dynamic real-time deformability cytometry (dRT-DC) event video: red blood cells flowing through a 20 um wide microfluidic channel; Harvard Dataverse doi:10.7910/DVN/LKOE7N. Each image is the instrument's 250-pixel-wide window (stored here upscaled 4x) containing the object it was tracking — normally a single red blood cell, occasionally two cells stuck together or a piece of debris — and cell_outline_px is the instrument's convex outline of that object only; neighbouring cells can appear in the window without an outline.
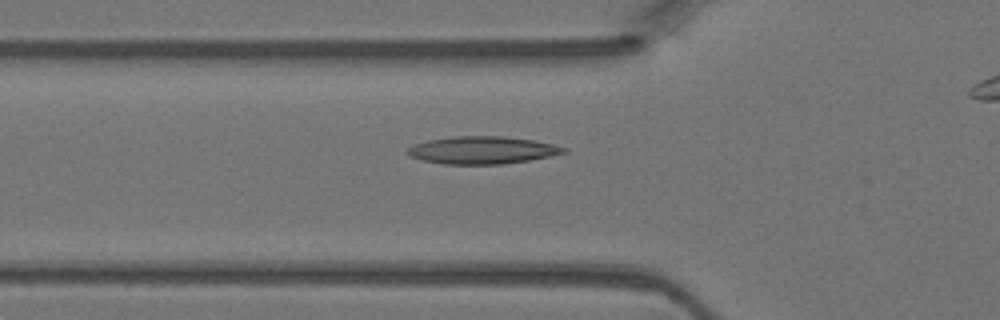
{"species": "Egyptian fruit bat (a non-hibernating species)", "species_latin": "Rousettus aegyptiacus", "temperature_condition": "warm", "stored_images_in_passage": 40, "camera_frame_rate_fps": 3000, "um_per_image_px": 0.085, "animal": {"sex": "female"}, "frame": {"image": 1, "passage_image": 15, "time_ms": 4.667, "image_size_px": [1000, 320], "cell_outline_px": [[568, 152], [552, 156], [532, 160], [504, 164], [440, 164], [408, 156], [404, 152], [408, 148], [416, 144], [428, 140], [452, 136], [504, 136], [532, 140], [552, 144], [568, 148]], "centroid_in_image_um": [41.01, 12.77], "position_along_channel_um": 84.8, "area_um2": 25.26}}
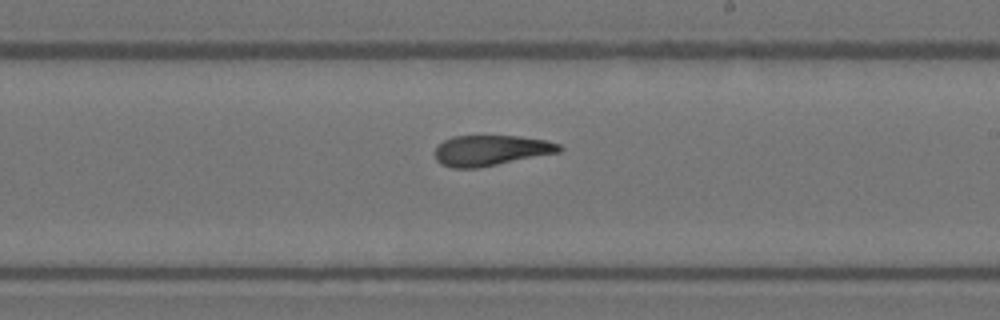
{"frame": {"image": 2, "passage_image": 26, "time_ms": 8.333, "image_size_px": [1000, 320], "cell_outline_px": [[564, 148], [560, 152], [476, 168], [452, 168], [440, 164], [436, 160], [436, 148], [444, 140], [452, 136], [520, 136], [548, 140], [560, 144]], "centroid_in_image_um": [41.75, 12.78], "position_along_channel_um": 247.3, "area_um2": 22.08}}
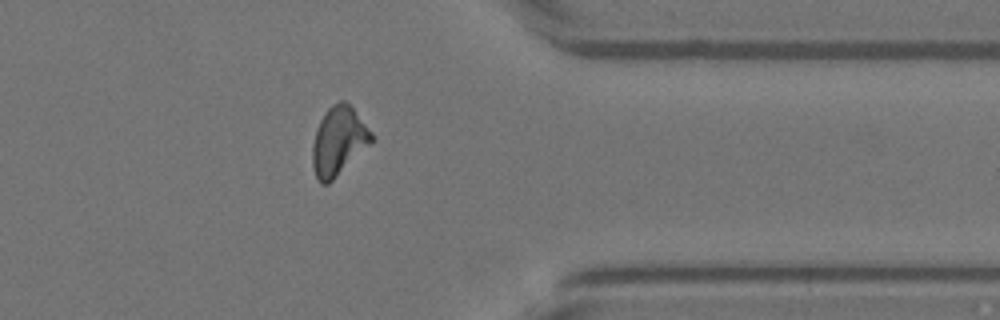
{"frame": {"image": 3, "passage_image": 36, "time_ms": 11.667, "image_size_px": [1000, 320], "cell_outline_px": [[372, 140], [328, 184], [320, 184], [316, 180], [312, 164], [312, 144], [316, 128], [320, 120], [328, 108], [332, 104], [340, 100], [344, 100], [352, 108], [372, 132]], "centroid_in_image_um": [28.71, 11.99], "position_along_channel_um": 382.7, "area_um2": 23.06}}